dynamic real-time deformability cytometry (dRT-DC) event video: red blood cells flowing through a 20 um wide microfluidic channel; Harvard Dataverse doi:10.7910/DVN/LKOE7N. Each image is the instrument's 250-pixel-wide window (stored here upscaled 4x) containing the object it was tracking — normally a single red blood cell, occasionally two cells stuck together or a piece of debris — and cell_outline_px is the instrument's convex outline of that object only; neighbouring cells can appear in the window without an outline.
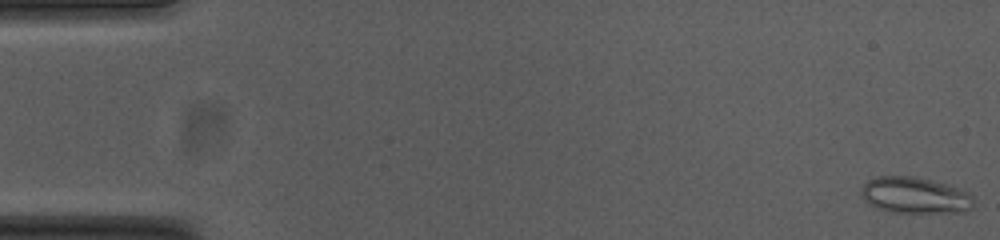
{"species": "common noctule bat (a hibernating species)", "species_latin": "Nyctalus noctula", "temperature_condition": "cold", "stored_images_in_passage": 54, "camera_frame_rate_fps": 3000, "um_per_image_px": 0.085, "animal": {"sex": "female", "body_mass_g": 23.0, "forearm_length_mm": 53.4}, "frame": {"image": 1, "passage_image": 1, "time_ms": 0.0, "image_size_px": [1000, 240], "cell_outline_px": [[972, 208], [964, 212], [892, 212], [876, 208], [868, 204], [864, 200], [860, 192], [860, 188], [868, 180], [876, 176], [912, 176], [948, 184], [968, 192], [972, 196]], "centroid_in_image_um": [77.73, 16.6], "position_along_channel_um": 7.3, "area_um2": 23.81}}
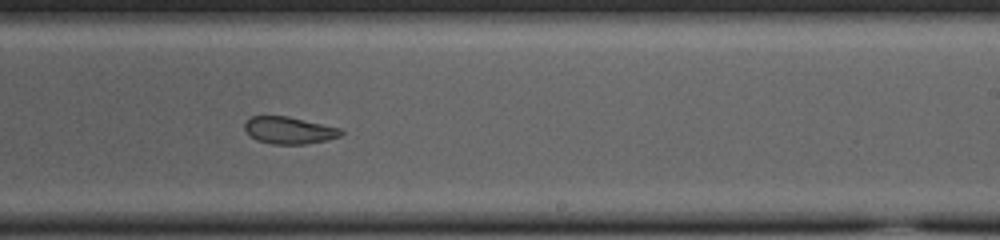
{"frame": {"image": 2, "passage_image": 33, "time_ms": 10.667, "image_size_px": [1000, 240], "cell_outline_px": [[344, 132], [340, 136], [324, 140], [304, 144], [272, 144], [256, 140], [244, 128], [244, 124], [248, 116], [288, 116], [344, 128]], "centroid_in_image_um": [24.59, 11.06], "position_along_channel_um": 264.4, "area_um2": 15.32}}
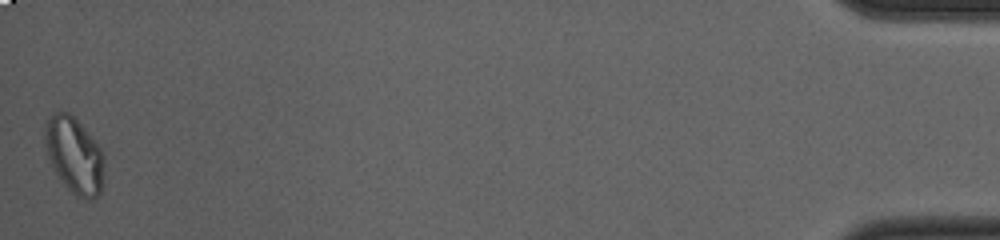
{"frame": {"image": 3, "passage_image": 54, "time_ms": 17.667, "image_size_px": [1000, 240], "cell_outline_px": [[104, 156], [100, 192], [92, 200], [84, 200], [76, 196], [64, 184], [56, 172], [48, 156], [44, 136], [48, 120], [56, 112], [68, 112], [92, 136], [100, 148]], "centroid_in_image_um": [6.33, 13.22], "position_along_channel_um": 428.9, "area_um2": 25.61}, "authors_computed_cell_mechanics": {"area_um2": 18.8717, "velocity_mm_per_s": 3.7383, "shape_relaxation_time_tau1_ms": null, "shape_relaxation_time_tau2_ms": 1.5887, "deformation_change_tau1": null, "deformation_change_tau2": 0.0757}}